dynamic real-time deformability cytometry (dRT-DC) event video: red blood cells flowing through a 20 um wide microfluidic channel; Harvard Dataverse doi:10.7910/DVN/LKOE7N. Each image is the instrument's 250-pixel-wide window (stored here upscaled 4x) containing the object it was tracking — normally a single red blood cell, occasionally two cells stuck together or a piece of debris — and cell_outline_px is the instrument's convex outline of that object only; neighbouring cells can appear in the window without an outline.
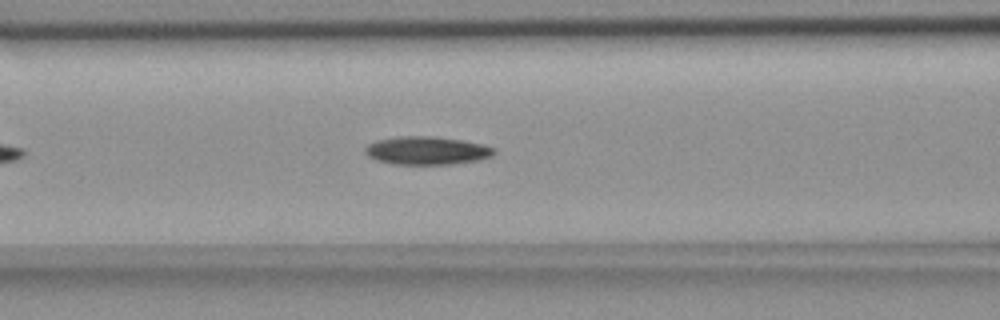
{"species": "common noctule bat (a hibernating species)", "species_latin": "Nyctalus noctula", "temperature_condition": "room temperature", "stored_images_in_passage": 36, "camera_frame_rate_fps": 3000, "um_per_image_px": 0.085, "animal": {"sex": "female", "body_mass_g": 18.4}, "frame": {"image": 1, "passage_image": 11, "time_ms": 3.333, "image_size_px": [1000, 320], "cell_outline_px": [[496, 152], [492, 156], [476, 160], [448, 164], [396, 164], [376, 160], [368, 156], [364, 152], [364, 148], [368, 144], [376, 140], [396, 136], [436, 136], [484, 144], [496, 148]], "centroid_in_image_um": [36.26, 12.78], "position_along_channel_um": 130.3, "area_um2": 21.21}}
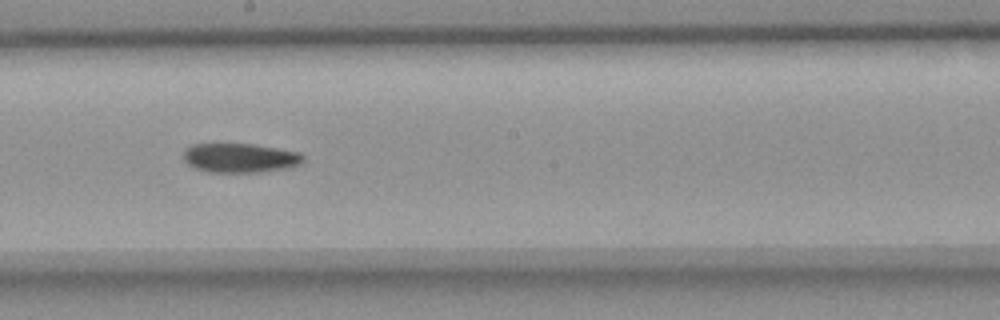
{"frame": {"image": 2, "passage_image": 19, "time_ms": 6.0, "image_size_px": [1000, 320], "cell_outline_px": [[304, 160], [300, 164], [288, 168], [260, 172], [208, 172], [192, 168], [184, 160], [184, 148], [192, 144], [252, 144], [300, 152], [304, 156]], "centroid_in_image_um": [20.39, 13.43], "position_along_channel_um": 227.8, "area_um2": 20.58}}
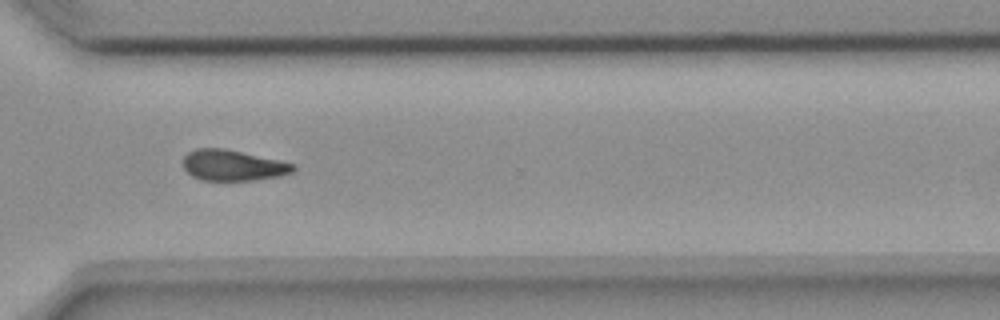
{"frame": {"image": 3, "passage_image": 29, "time_ms": 9.333, "image_size_px": [1000, 320], "cell_outline_px": [[296, 168], [292, 172], [280, 176], [252, 180], [200, 180], [192, 176], [184, 168], [184, 156], [188, 152], [196, 148], [224, 148], [296, 164]], "centroid_in_image_um": [19.79, 14.05], "position_along_channel_um": 350.8, "area_um2": 19.65}, "authors_computed_cell_mechanics": {"area_um2": 20.5479, "velocity_mm_per_s": 3.6762, "shape_relaxation_time_tau1_ms": 8.1216, "shape_relaxation_time_tau2_ms": null, "deformation_change_tau1": 0.1736, "deformation_change_tau2": null}}